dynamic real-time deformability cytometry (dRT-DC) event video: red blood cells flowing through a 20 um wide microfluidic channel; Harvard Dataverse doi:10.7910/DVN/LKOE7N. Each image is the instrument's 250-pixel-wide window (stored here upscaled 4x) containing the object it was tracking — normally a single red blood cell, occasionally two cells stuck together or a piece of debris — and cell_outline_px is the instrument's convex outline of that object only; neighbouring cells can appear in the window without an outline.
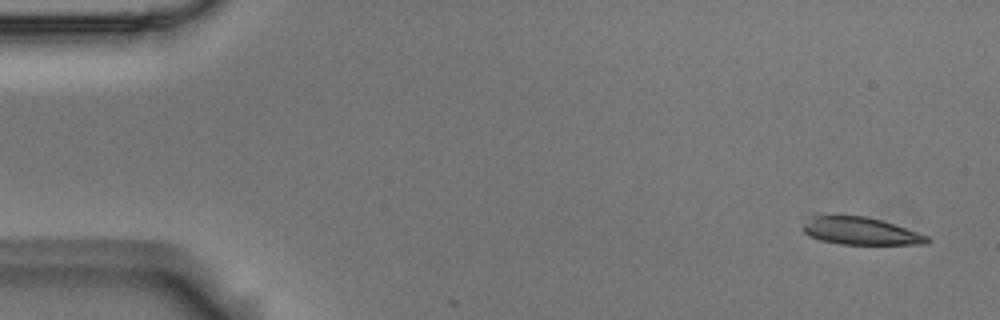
{"species": "Egyptian fruit bat (a non-hibernating species)", "species_latin": "Rousettus aegyptiacus", "temperature_condition": "room temperature", "stored_images_in_passage": 4, "camera_frame_rate_fps": 3000, "um_per_image_px": 0.085, "animal": {"sex": "male"}, "frame": {"image": 1, "passage_image": 1, "time_ms": 0.0, "image_size_px": [1000, 320], "cell_outline_px": [[932, 240], [928, 244], [840, 244], [820, 240], [808, 236], [800, 228], [812, 216], [864, 216], [880, 220], [928, 236]], "centroid_in_image_um": [73.12, 19.65], "position_along_channel_um": 11.9, "area_um2": 19.59}}